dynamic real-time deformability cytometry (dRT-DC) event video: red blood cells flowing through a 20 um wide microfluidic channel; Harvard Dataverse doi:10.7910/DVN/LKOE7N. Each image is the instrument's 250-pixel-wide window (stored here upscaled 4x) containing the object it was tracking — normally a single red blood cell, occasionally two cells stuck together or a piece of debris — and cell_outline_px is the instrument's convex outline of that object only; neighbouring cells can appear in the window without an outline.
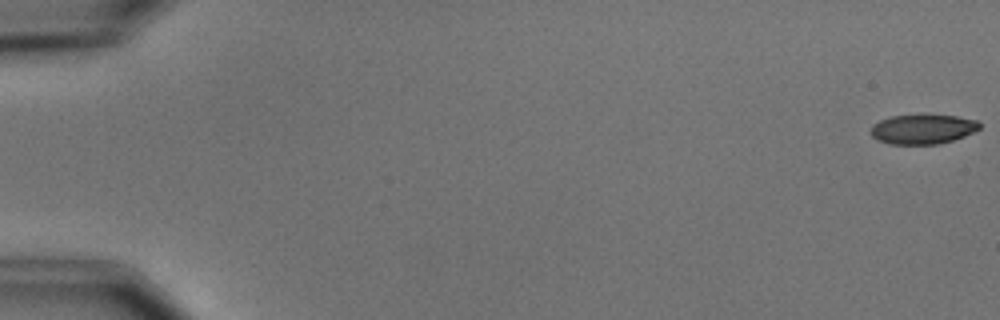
{"species": "common noctule bat (a hibernating species)", "species_latin": "Nyctalus noctula", "temperature_condition": "cold", "stored_images_in_passage": 56, "camera_frame_rate_fps": 3000, "um_per_image_px": 0.085, "animal": {"sex": "male", "body_mass_g": 15.6}, "frame": {"image": 1, "passage_image": 1, "time_ms": 0.0, "image_size_px": [1000, 320], "cell_outline_px": [[980, 128], [964, 136], [952, 140], [936, 144], [892, 144], [876, 140], [872, 136], [872, 124], [880, 120], [892, 116], [956, 116], [976, 120], [980, 124]], "centroid_in_image_um": [78.41, 10.99], "position_along_channel_um": 6.6, "area_um2": 18.32}}
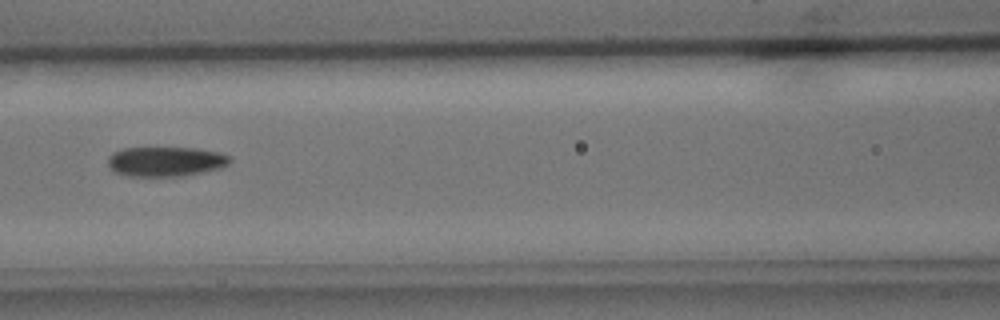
{"frame": {"image": 2, "passage_image": 26, "time_ms": 8.333, "image_size_px": [1000, 320], "cell_outline_px": [[232, 160], [228, 164], [220, 168], [204, 172], [184, 176], [128, 176], [116, 172], [108, 164], [108, 156], [112, 152], [124, 148], [196, 148], [216, 152], [228, 156]], "centroid_in_image_um": [14.07, 13.73], "position_along_channel_um": 152.5, "area_um2": 21.04}}
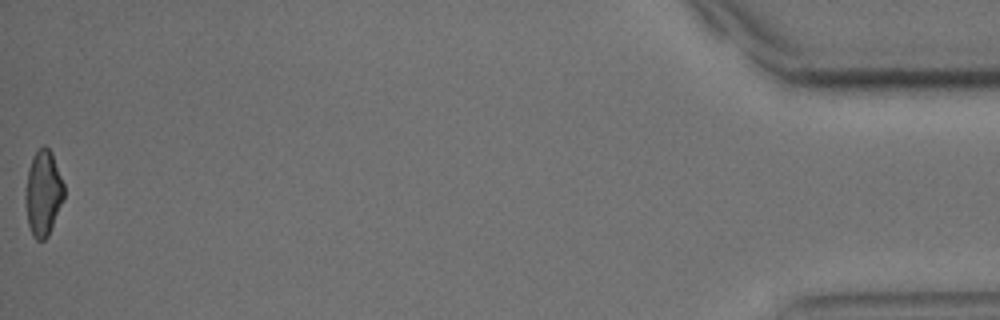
{"frame": {"image": 3, "passage_image": 56, "time_ms": 18.333, "image_size_px": [1000, 320], "cell_outline_px": [[64, 196], [48, 236], [44, 240], [36, 240], [32, 236], [28, 224], [24, 196], [24, 192], [28, 168], [32, 156], [44, 144], [52, 152], [64, 184]], "centroid_in_image_um": [3.64, 16.4], "position_along_channel_um": 431.6, "area_um2": 19.31}, "authors_computed_cell_mechanics": {"area_um2": 20.5479, "velocity_mm_per_s": 3.684, "shape_relaxation_time_tau1_ms": 3.8514, "shape_relaxation_time_tau2_ms": 4.4487, "deformation_change_tau1": 0.1244, "deformation_change_tau2": 0.1112}}